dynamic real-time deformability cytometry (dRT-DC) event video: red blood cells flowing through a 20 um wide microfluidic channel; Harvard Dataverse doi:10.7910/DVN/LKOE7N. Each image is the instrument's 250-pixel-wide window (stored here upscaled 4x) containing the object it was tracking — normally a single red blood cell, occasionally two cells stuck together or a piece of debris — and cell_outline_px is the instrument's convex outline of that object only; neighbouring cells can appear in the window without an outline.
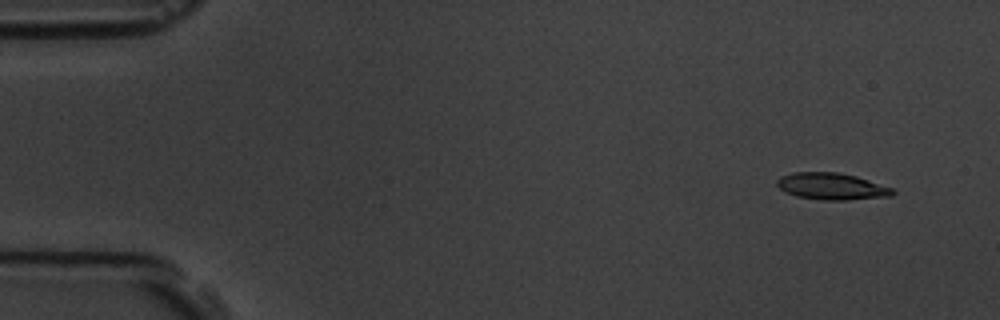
{"species": "common noctule bat (a hibernating species)", "species_latin": "Nyctalus noctula", "temperature_condition": "room temperature", "stored_images_in_passage": 6, "camera_frame_rate_fps": 3000, "um_per_image_px": 0.085, "animal": {"sex": "male", "body_mass_g": 19.5, "forearm_length_mm": 54.6}, "frame": {"image": 1, "passage_image": 1, "time_ms": 0.0, "image_size_px": [1000, 320], "cell_outline_px": [[896, 192], [892, 196], [848, 200], [824, 200], [796, 196], [784, 192], [776, 184], [776, 180], [780, 176], [792, 172], [836, 172], [856, 176], [892, 188]], "centroid_in_image_um": [70.67, 15.84], "position_along_channel_um": 14.3, "area_um2": 18.09}}
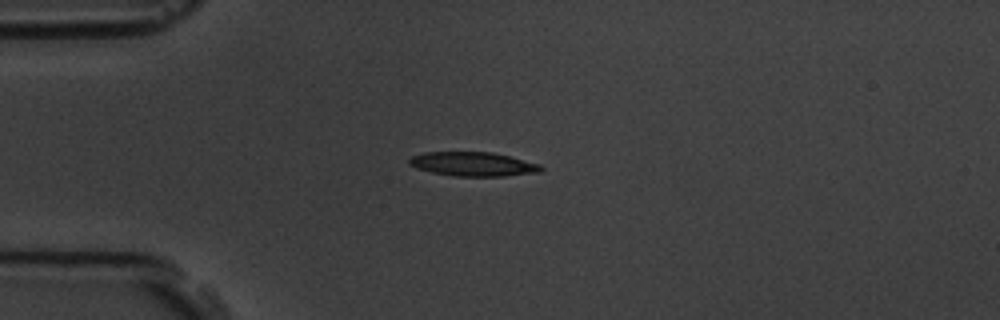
{"frame": {"image": 2, "passage_image": 4, "time_ms": 3.333, "image_size_px": [1000, 320], "cell_outline_px": [[544, 168], [540, 172], [504, 176], [452, 176], [432, 172], [416, 168], [408, 164], [408, 160], [412, 156], [424, 152], [492, 152], [540, 164]], "centroid_in_image_um": [40.19, 13.95], "position_along_channel_um": 44.8, "area_um2": 18.5}}
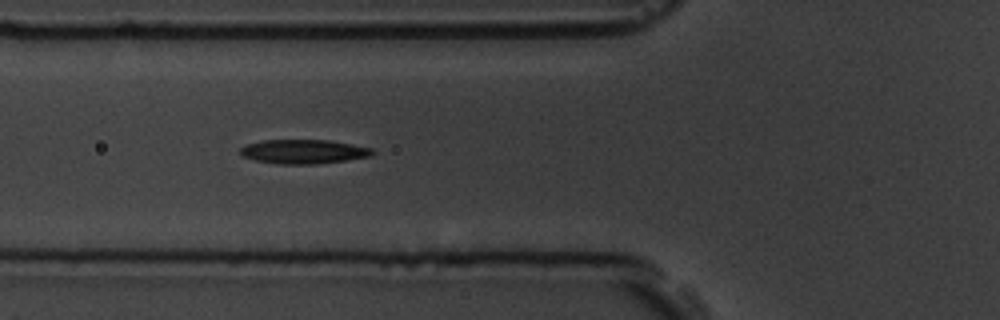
{"frame": {"image": 3, "passage_image": 6, "time_ms": 5.333, "image_size_px": [1000, 320], "cell_outline_px": [[376, 152], [372, 156], [316, 164], [280, 164], [256, 160], [244, 156], [240, 152], [240, 148], [248, 144], [260, 140], [328, 140], [352, 144], [372, 148]], "centroid_in_image_um": [25.84, 12.88], "position_along_channel_um": 100.0, "area_um2": 18.5}}